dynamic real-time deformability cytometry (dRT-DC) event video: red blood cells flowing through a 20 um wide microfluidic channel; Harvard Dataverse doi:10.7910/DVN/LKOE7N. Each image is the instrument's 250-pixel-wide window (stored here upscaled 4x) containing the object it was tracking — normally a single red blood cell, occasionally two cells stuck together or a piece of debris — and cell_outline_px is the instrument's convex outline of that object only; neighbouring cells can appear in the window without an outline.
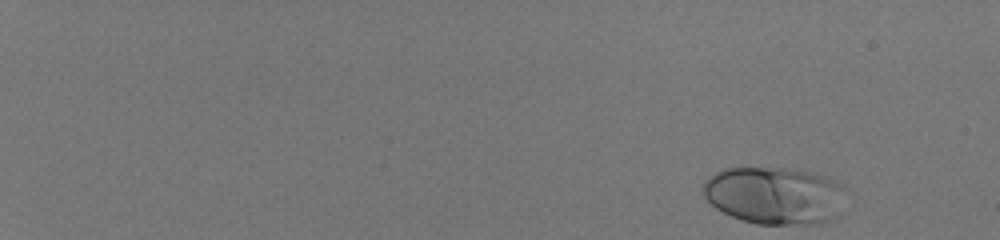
{"species": "human", "species_latin": "Homo sapiens", "temperature_condition": "room temperature", "stored_images_in_passage": 50, "camera_frame_rate_fps": 3000, "um_per_image_px": 0.085, "donor": {"sex": "male"}, "frame": {"image": 1, "passage_image": 1, "time_ms": 0.0, "image_size_px": [1000, 240], "cell_outline_px": [[848, 188], [840, 216], [820, 224], [756, 224], [732, 216], [716, 208], [704, 196], [700, 188], [704, 180], [708, 176], [724, 168], [788, 168], [808, 172], [824, 176], [836, 180]], "centroid_in_image_um": [65.89, 16.62], "position_along_channel_um": 19.1, "area_um2": 48.67}}
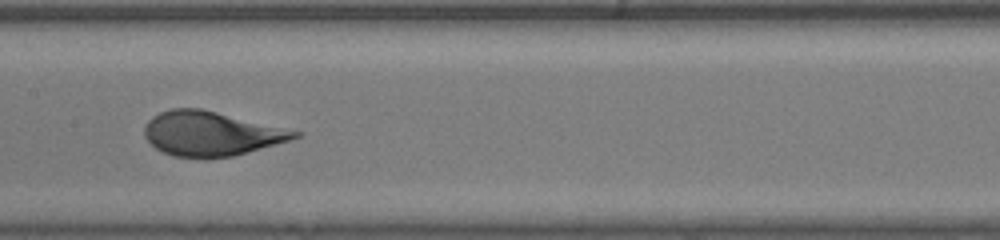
{"frame": {"image": 2, "passage_image": 29, "time_ms": 9.333, "image_size_px": [1000, 240], "cell_outline_px": [[304, 132], [300, 136], [288, 140], [232, 156], [172, 156], [156, 148], [144, 136], [144, 128], [148, 120], [152, 116], [160, 112], [172, 108], [200, 108]], "centroid_in_image_um": [17.92, 11.32], "position_along_channel_um": 189.5, "area_um2": 38.09}}
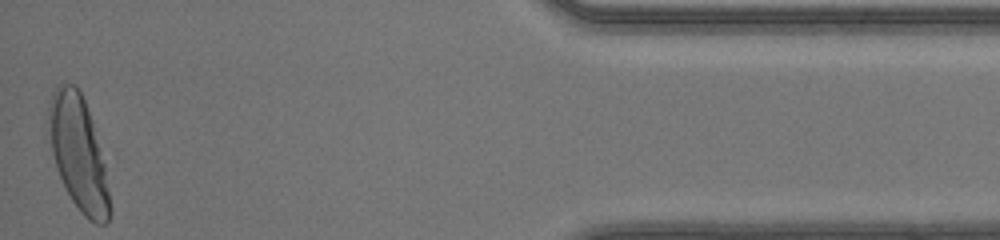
{"frame": {"image": 3, "passage_image": 50, "time_ms": 16.333, "image_size_px": [1000, 240], "cell_outline_px": [[112, 212], [108, 220], [104, 224], [96, 224], [88, 220], [80, 212], [72, 200], [56, 168], [52, 152], [48, 116], [48, 104], [52, 92], [60, 84], [76, 84], [84, 100], [92, 120], [104, 164], [112, 208]], "centroid_in_image_um": [6.68, 13.05], "position_along_channel_um": 428.5, "area_um2": 40.23}}